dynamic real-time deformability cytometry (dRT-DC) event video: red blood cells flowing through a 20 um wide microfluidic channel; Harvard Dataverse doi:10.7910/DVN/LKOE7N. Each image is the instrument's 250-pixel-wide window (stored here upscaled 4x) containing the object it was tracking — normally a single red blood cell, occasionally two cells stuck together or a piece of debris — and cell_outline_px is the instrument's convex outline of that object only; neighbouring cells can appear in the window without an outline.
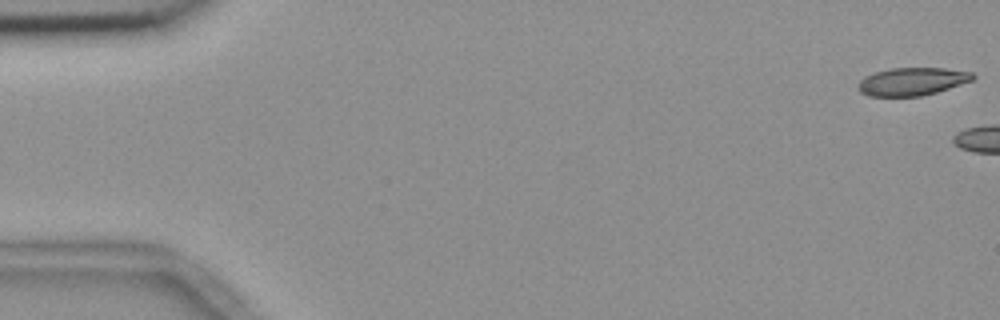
{"species": "common noctule bat (a hibernating species)", "species_latin": "Nyctalus noctula", "temperature_condition": "room temperature", "stored_images_in_passage": 5, "camera_frame_rate_fps": 3000, "um_per_image_px": 0.085, "animal": {"sex": "female", "body_mass_g": 18.4}, "frame": {"image": 1, "passage_image": 1, "time_ms": 0.0, "image_size_px": [1000, 320], "cell_outline_px": [[976, 76], [972, 80], [936, 92], [920, 96], [868, 96], [860, 92], [856, 88], [856, 84], [864, 76], [876, 72], [892, 68], [944, 68], [972, 72]], "centroid_in_image_um": [77.48, 6.93], "position_along_channel_um": 7.5, "area_um2": 18.61}}